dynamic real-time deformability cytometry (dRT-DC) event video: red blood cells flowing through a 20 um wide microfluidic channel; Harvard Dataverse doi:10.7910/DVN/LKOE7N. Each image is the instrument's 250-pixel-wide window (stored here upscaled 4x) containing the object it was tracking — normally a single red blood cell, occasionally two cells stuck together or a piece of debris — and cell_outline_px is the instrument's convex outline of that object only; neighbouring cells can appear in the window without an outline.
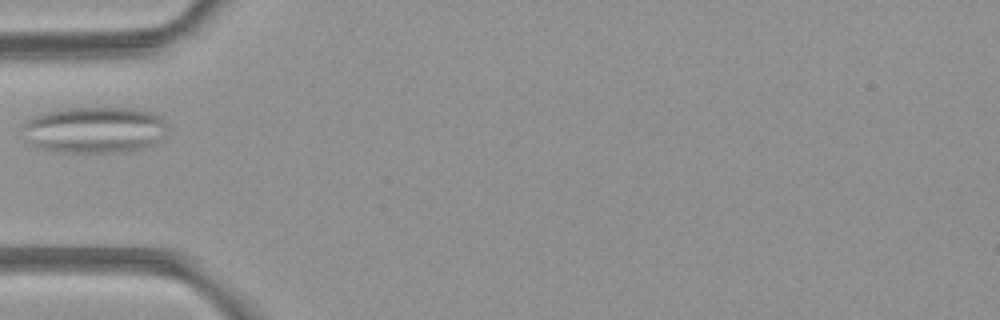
{"species": "common noctule bat (a hibernating species)", "species_latin": "Nyctalus noctula", "temperature_condition": "room temperature", "stored_images_in_passage": 1, "camera_frame_rate_fps": 3000, "um_per_image_px": 0.085, "animal": {"sex": "female", "body_mass_g": 21.9}, "frame": {"image": 1, "passage_image": 1, "time_ms": 0.0, "image_size_px": [1000, 320], "cell_outline_px": [[168, 132], [156, 144], [144, 148], [120, 152], [64, 152], [40, 148], [28, 144], [24, 124], [32, 116], [64, 108], [132, 108], [152, 112], [160, 116], [164, 120], [168, 128]], "centroid_in_image_um": [8.1, 11.04], "position_along_channel_um": 76.9, "area_um2": 39.3}}